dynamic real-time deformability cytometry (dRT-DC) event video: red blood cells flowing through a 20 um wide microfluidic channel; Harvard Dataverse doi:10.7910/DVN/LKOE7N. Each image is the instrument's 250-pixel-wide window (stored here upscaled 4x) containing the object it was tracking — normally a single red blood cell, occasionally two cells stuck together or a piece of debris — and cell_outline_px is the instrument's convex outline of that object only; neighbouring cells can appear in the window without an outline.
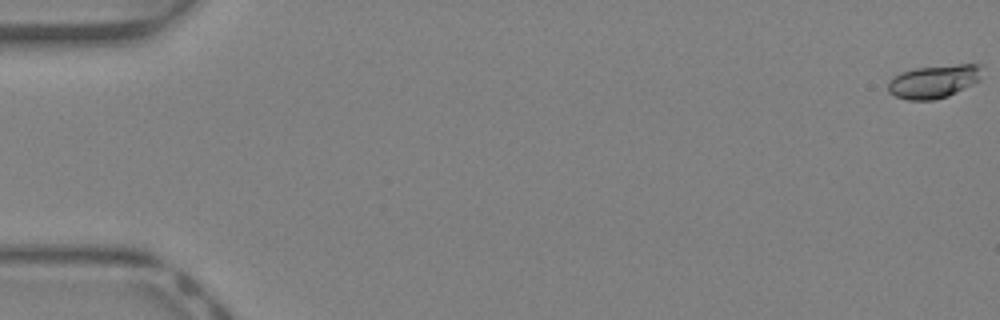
{"species": "Egyptian fruit bat (a non-hibernating species)", "species_latin": "Rousettus aegyptiacus", "temperature_condition": "warm", "stored_images_in_passage": 43, "camera_frame_rate_fps": 3000, "um_per_image_px": 0.085, "animal": {"sex": "female"}, "frame": {"image": 1, "passage_image": 1, "time_ms": 0.0, "image_size_px": [1000, 320], "cell_outline_px": [[972, 68], [956, 88], [952, 92], [944, 96], [900, 96], [892, 92], [896, 80], [900, 76], [908, 72], [928, 68], [968, 64], [972, 64]], "centroid_in_image_um": [79.16, 6.89], "position_along_channel_um": 5.8, "area_um2": 12.95}}
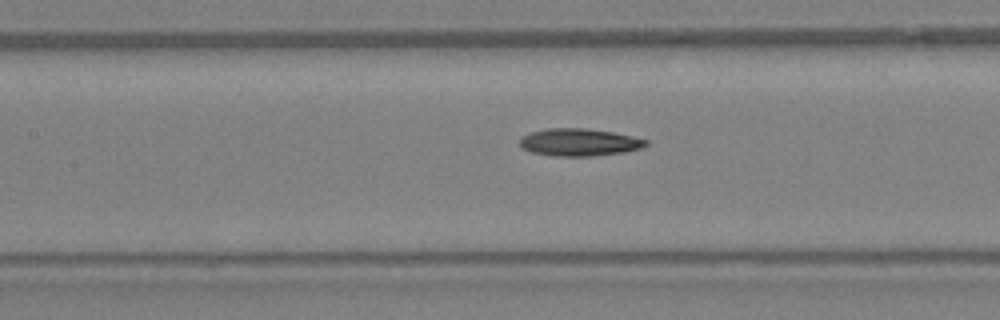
{"frame": {"image": 2, "passage_image": 21, "time_ms": 6.667, "image_size_px": [1000, 320], "cell_outline_px": [[644, 144], [632, 148], [612, 152], [540, 152], [528, 148], [524, 144], [524, 140], [528, 136], [540, 132], [604, 132], [644, 140]], "centroid_in_image_um": [49.32, 12.08], "position_along_channel_um": 158.1, "area_um2": 14.68}}
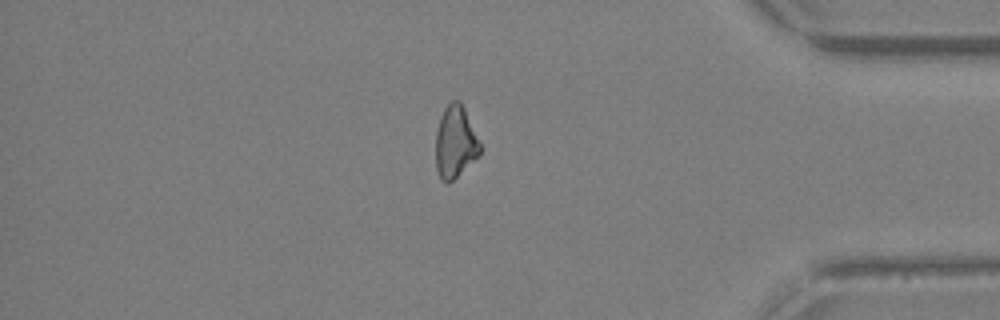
{"frame": {"image": 3, "passage_image": 37, "time_ms": 12.0, "image_size_px": [1000, 320], "cell_outline_px": [[480, 152], [452, 180], [448, 180], [440, 172], [436, 160], [436, 140], [440, 124], [444, 112], [448, 108], [460, 104], [480, 144]], "centroid_in_image_um": [38.71, 12.14], "position_along_channel_um": 396.5, "area_um2": 16.24}}